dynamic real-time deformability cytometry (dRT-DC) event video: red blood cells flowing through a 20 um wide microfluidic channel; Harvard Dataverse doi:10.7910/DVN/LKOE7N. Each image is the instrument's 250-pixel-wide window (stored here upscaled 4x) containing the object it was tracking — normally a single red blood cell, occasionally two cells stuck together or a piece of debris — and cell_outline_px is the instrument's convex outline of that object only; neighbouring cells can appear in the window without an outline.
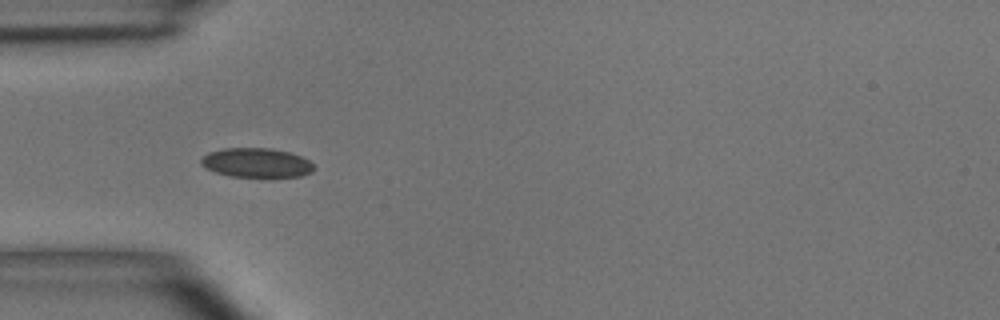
{"species": "common noctule bat (a hibernating species)", "species_latin": "Nyctalus noctula", "temperature_condition": "room temperature", "stored_images_in_passage": 8, "camera_frame_rate_fps": 3000, "um_per_image_px": 0.085, "animal": {"sex": "male", "body_mass_g": 15.6}, "frame": {"image": 1, "passage_image": 4, "time_ms": 3.667, "image_size_px": [1000, 320], "cell_outline_px": [[316, 168], [312, 172], [300, 176], [232, 176], [216, 172], [200, 164], [200, 160], [208, 152], [224, 148], [272, 148], [288, 152], [300, 156], [308, 160]], "centroid_in_image_um": [21.8, 13.82], "position_along_channel_um": 63.2, "area_um2": 19.02}}
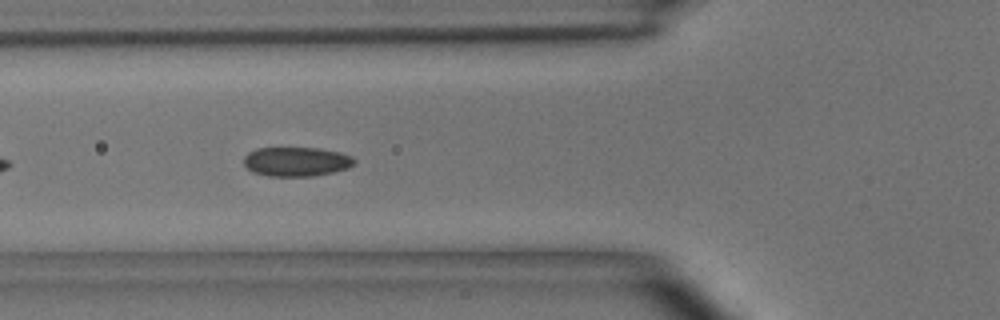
{"frame": {"image": 2, "passage_image": 5, "time_ms": 4.667, "image_size_px": [1000, 320], "cell_outline_px": [[356, 164], [348, 168], [332, 172], [312, 176], [268, 176], [252, 172], [244, 164], [244, 156], [248, 152], [256, 148], [320, 148], [340, 152], [352, 156], [356, 160]], "centroid_in_image_um": [25.2, 13.73], "position_along_channel_um": 100.6, "area_um2": 19.02}}